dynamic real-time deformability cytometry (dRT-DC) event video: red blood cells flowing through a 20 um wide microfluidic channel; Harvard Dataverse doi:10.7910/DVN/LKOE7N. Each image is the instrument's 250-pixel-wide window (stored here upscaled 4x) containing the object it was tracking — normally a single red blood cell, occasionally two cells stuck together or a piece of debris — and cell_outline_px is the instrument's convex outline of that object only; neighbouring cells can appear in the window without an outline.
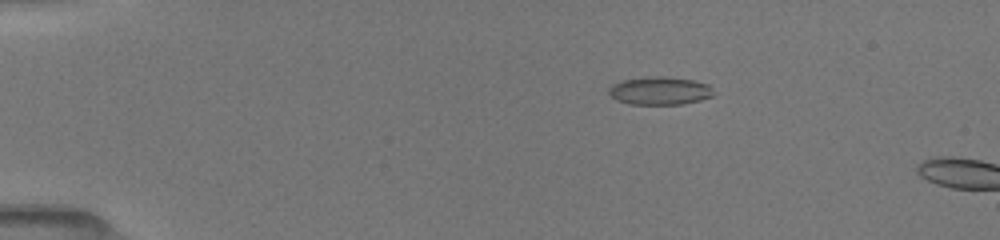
{"species": "common noctule bat (a hibernating species)", "species_latin": "Nyctalus noctula", "temperature_condition": "room temperature", "stored_images_in_passage": 44, "segment_of_instrument_passage": [1, 2], "camera_frame_rate_fps": 3000, "um_per_image_px": 0.085, "animal": {"sex": "female", "body_mass_g": 19.5, "forearm_length_mm": 54.1}, "frame": {"image": 1, "passage_image": 4, "time_ms": 2.667, "image_size_px": [1000, 240], "cell_outline_px": [[712, 96], [700, 100], [680, 104], [628, 104], [616, 100], [608, 92], [608, 88], [612, 84], [624, 80], [648, 76], [664, 76], [692, 80], [708, 84], [712, 92]], "centroid_in_image_um": [56.03, 7.71], "position_along_channel_um": 29.0, "area_um2": 16.99}}
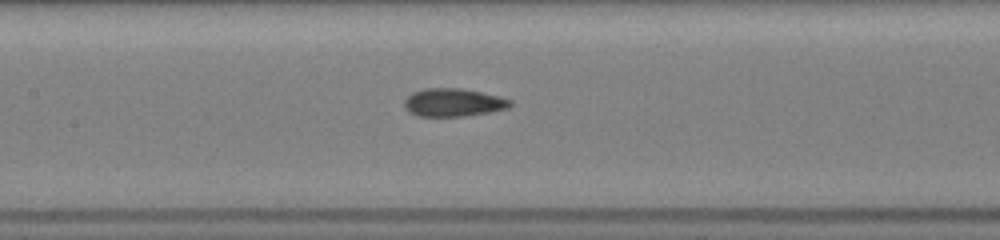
{"frame": {"image": 2, "passage_image": 19, "time_ms": 8.0, "image_size_px": [1000, 240], "cell_outline_px": [[512, 104], [508, 108], [488, 112], [464, 116], [420, 116], [408, 112], [404, 108], [404, 100], [412, 92], [424, 88], [460, 88], [480, 92], [512, 100]], "centroid_in_image_um": [38.48, 8.71], "position_along_channel_um": 168.9, "area_um2": 17.22}}
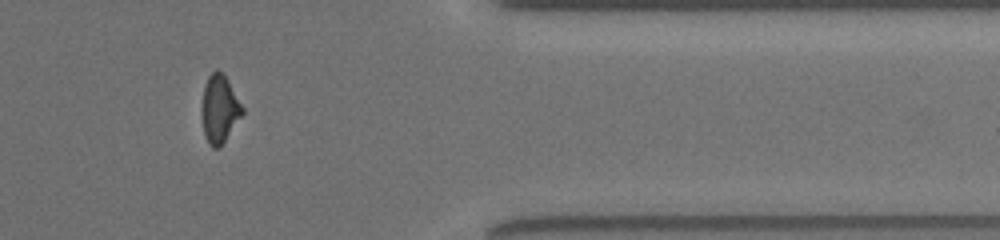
{"frame": {"image": 3, "passage_image": 35, "time_ms": 14.0, "image_size_px": [1000, 240], "cell_outline_px": [[244, 112], [224, 140], [216, 148], [212, 148], [208, 144], [204, 132], [204, 88], [208, 76], [216, 68], [228, 80], [244, 108]], "centroid_in_image_um": [18.7, 9.23], "position_along_channel_um": 392.7, "area_um2": 15.2}}